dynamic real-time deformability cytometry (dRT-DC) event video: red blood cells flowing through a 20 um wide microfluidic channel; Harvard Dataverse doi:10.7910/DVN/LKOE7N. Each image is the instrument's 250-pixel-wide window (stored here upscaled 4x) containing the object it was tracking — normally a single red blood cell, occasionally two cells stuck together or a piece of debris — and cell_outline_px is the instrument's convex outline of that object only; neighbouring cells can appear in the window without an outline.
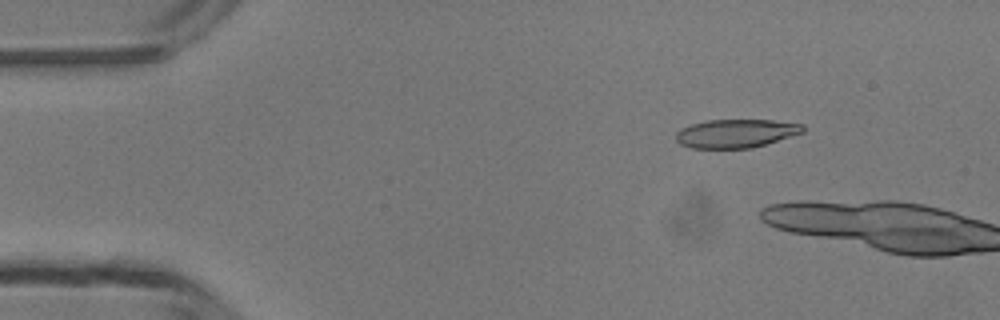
{"species": "common noctule bat (a hibernating species)", "species_latin": "Nyctalus noctula", "temperature_condition": "room temperature", "stored_images_in_passage": 3, "camera_frame_rate_fps": 3000, "um_per_image_px": 0.085, "animal": {"sex": "male", "body_mass_g": 13.3}, "frame": {"image": 1, "passage_image": 2, "time_ms": 1.333, "image_size_px": [1000, 320], "cell_outline_px": [[804, 132], [752, 148], [692, 148], [680, 144], [676, 140], [676, 132], [680, 128], [692, 124], [708, 120], [772, 120], [804, 124]], "centroid_in_image_um": [62.54, 11.34], "position_along_channel_um": 22.5, "area_um2": 21.04}}